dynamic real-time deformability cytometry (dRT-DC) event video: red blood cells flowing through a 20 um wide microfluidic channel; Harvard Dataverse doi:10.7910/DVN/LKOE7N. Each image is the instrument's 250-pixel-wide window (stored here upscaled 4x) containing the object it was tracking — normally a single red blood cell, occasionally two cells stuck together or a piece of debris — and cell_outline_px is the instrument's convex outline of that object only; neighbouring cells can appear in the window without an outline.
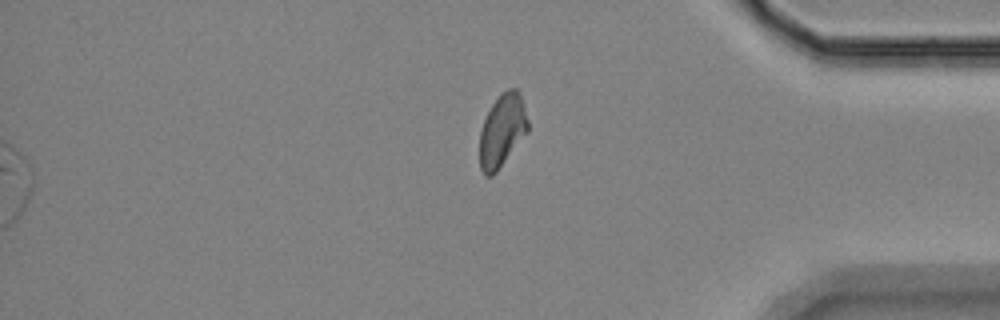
{"species": "Egyptian fruit bat (a non-hibernating species)", "species_latin": "Rousettus aegyptiacus", "temperature_condition": "room temperature", "stored_images_in_passage": 57, "segment_of_instrument_passage": [2, 2], "camera_frame_rate_fps": 3000, "um_per_image_px": 0.085, "animal": {"sex": "female"}, "frame": {"image": 1, "passage_image": 57, "time_ms": 18.667, "image_size_px": [1000, 320], "cell_outline_px": [[528, 132], [496, 172], [492, 176], [484, 176], [480, 168], [480, 132], [484, 120], [492, 104], [500, 92], [508, 88], [516, 88], [520, 92], [528, 120]], "centroid_in_image_um": [42.69, 11.08], "position_along_channel_um": 392.5, "area_um2": 20.52}}